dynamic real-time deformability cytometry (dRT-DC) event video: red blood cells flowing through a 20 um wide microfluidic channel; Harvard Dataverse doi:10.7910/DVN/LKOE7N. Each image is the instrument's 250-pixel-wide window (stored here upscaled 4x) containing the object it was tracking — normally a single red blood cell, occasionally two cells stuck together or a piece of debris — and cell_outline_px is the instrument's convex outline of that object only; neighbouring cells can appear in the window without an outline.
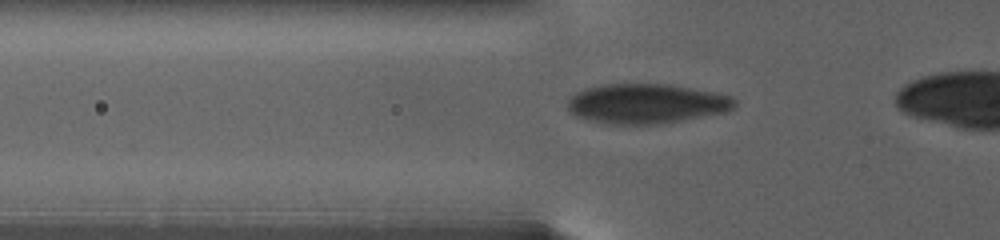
{"species": "human", "species_latin": "Homo sapiens", "temperature_condition": "warm", "stored_images_in_passage": 38, "camera_frame_rate_fps": 3000, "um_per_image_px": 0.085, "donor": {"sex": "female"}, "frame": {"image": 1, "passage_image": 2, "time_ms": 0.333, "image_size_px": [1000, 240], "cell_outline_px": [[736, 104], [732, 108], [724, 112], [680, 120], [656, 124], [612, 124], [588, 120], [576, 116], [568, 108], [568, 96], [580, 88], [600, 84], [672, 84], [716, 92], [732, 96], [736, 100]], "centroid_in_image_um": [54.89, 8.78], "position_along_channel_um": 70.9, "area_um2": 38.96}}
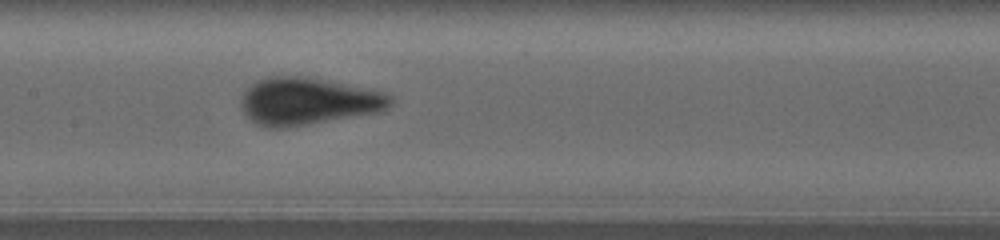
{"frame": {"image": 2, "passage_image": 20, "time_ms": 4.667, "image_size_px": [1000, 240], "cell_outline_px": [[392, 104], [388, 108], [380, 112], [284, 128], [264, 128], [256, 124], [244, 112], [244, 92], [256, 80], [268, 76], [300, 76], [380, 92], [392, 96]], "centroid_in_image_um": [26.15, 8.63], "position_along_channel_um": 181.2, "area_um2": 40.17}}
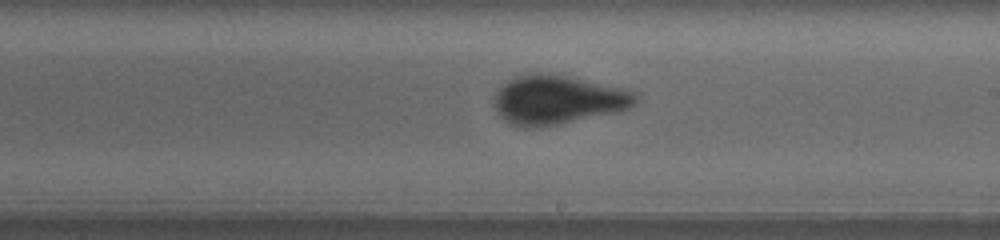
{"frame": {"image": 3, "passage_image": 32, "time_ms": 7.0, "image_size_px": [1000, 240], "cell_outline_px": [[636, 104], [628, 108], [612, 112], [560, 124], [540, 128], [524, 128], [508, 124], [496, 112], [496, 92], [508, 80], [516, 76], [532, 72], [568, 76], [632, 92], [636, 96]], "centroid_in_image_um": [47.3, 8.51], "position_along_channel_um": 241.7, "area_um2": 39.65}}